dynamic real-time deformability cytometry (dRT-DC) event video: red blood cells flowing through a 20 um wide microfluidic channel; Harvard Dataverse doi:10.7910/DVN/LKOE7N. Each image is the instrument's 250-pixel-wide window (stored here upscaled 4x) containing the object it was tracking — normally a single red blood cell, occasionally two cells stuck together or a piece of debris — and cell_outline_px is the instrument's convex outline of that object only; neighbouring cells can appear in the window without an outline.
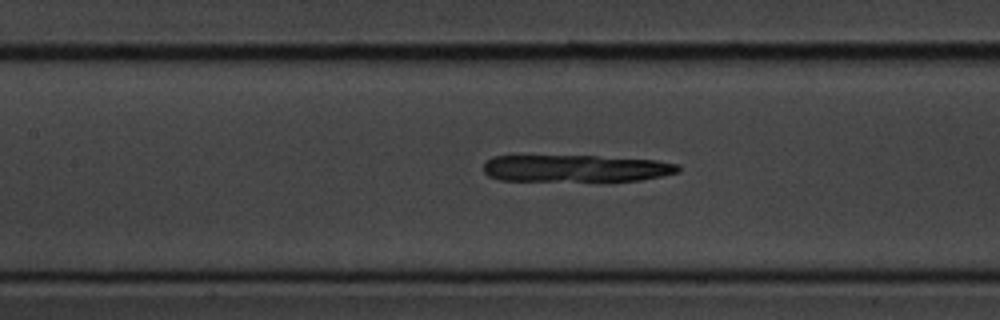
{"species": "common noctule bat (a hibernating species)", "species_latin": "Nyctalus noctula", "temperature_condition": "cold", "stored_images_in_passage": 39, "camera_frame_rate_fps": 3000, "um_per_image_px": 0.085, "animal": {"sex": "male", "body_mass_g": 20.1, "forearm_length_mm": 53.5}, "frame": {"image": 1, "passage_image": 9, "time_ms": 2.667, "image_size_px": [1000, 320], "cell_outline_px": [[680, 172], [640, 180], [500, 180], [488, 176], [484, 172], [484, 164], [492, 156], [596, 156], [656, 160], [676, 164], [680, 168]], "centroid_in_image_um": [48.93, 14.3], "position_along_channel_um": 158.5, "area_um2": 30.23}}